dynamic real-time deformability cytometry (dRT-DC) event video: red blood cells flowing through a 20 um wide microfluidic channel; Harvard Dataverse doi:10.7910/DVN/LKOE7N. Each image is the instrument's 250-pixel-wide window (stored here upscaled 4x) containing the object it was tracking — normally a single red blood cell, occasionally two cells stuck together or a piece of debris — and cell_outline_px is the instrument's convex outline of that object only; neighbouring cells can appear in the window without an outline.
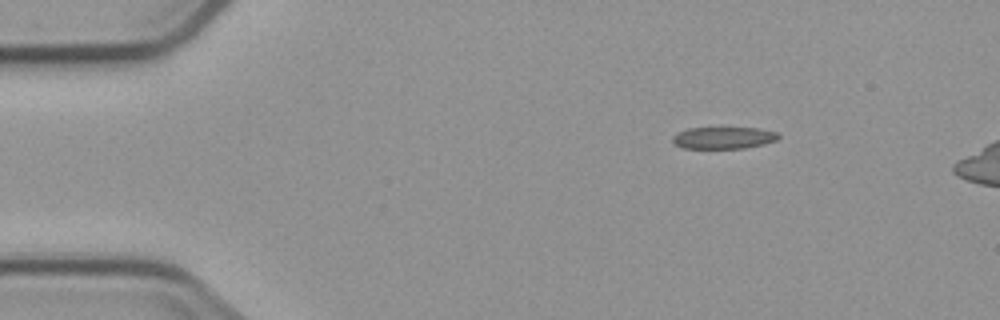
{"species": "common noctule bat (a hibernating species)", "species_latin": "Nyctalus noctula", "temperature_condition": "cold", "stored_images_in_passage": 3, "camera_frame_rate_fps": 3000, "um_per_image_px": 0.085, "animal": {"sex": "male", "body_mass_g": 23.1, "forearm_length_mm": 52.7}, "frame": {"image": 1, "passage_image": 1, "time_ms": 0.0, "image_size_px": [1000, 320], "cell_outline_px": [[780, 136], [776, 140], [764, 144], [744, 148], [684, 148], [676, 144], [672, 140], [672, 136], [688, 128], [760, 128], [776, 132]], "centroid_in_image_um": [61.52, 11.71], "position_along_channel_um": 23.5, "area_um2": 13.35}}